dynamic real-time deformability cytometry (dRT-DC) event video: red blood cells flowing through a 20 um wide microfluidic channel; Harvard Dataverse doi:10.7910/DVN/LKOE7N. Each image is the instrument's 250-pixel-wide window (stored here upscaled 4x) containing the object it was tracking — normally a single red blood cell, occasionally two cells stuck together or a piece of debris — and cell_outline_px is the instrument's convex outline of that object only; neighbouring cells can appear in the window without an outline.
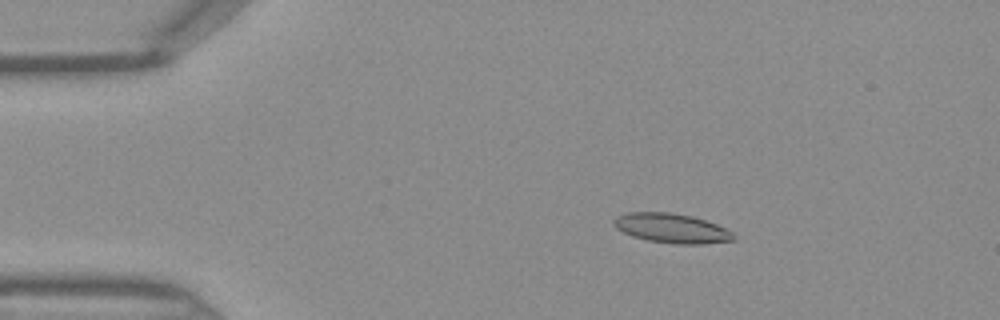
{"species": "Egyptian fruit bat (a non-hibernating species)", "species_latin": "Rousettus aegyptiacus", "temperature_condition": "warm", "stored_images_in_passage": 46, "camera_frame_rate_fps": 3000, "um_per_image_px": 0.085, "frame": {"image": 1, "passage_image": 8, "time_ms": 2.333, "image_size_px": [1000, 320], "cell_outline_px": [[736, 240], [704, 244], [676, 244], [648, 240], [632, 236], [616, 228], [612, 224], [612, 220], [616, 216], [628, 212], [672, 212], [692, 216], [716, 224], [732, 232], [736, 236]], "centroid_in_image_um": [57.08, 19.4], "position_along_channel_um": 27.9, "area_um2": 20.69}}
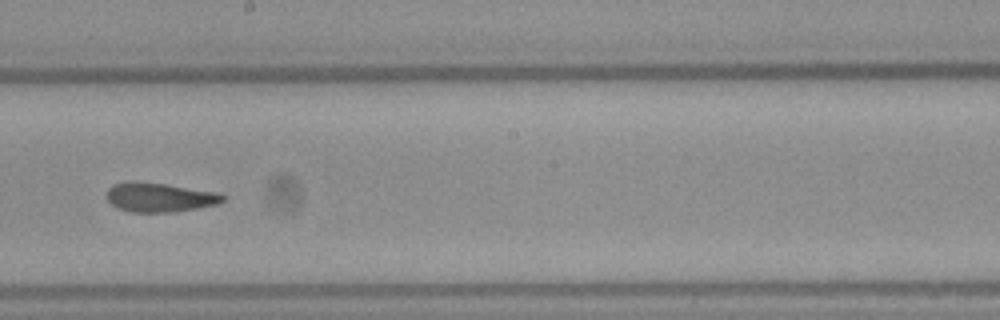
{"frame": {"image": 2, "passage_image": 26, "time_ms": 8.333, "image_size_px": [1000, 320], "cell_outline_px": [[224, 200], [216, 204], [196, 208], [172, 212], [128, 212], [112, 204], [108, 200], [108, 188], [112, 184], [128, 180], [132, 180], [164, 184], [216, 192], [224, 196]], "centroid_in_image_um": [13.51, 16.76], "position_along_channel_um": 234.7, "area_um2": 19.59}}
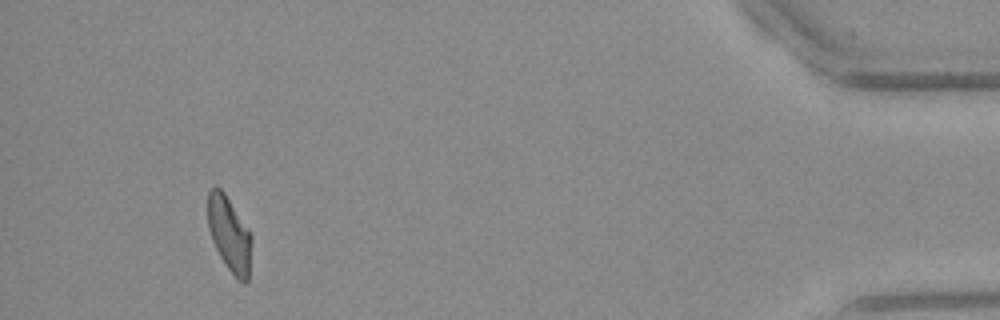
{"frame": {"image": 3, "passage_image": 43, "time_ms": 14.0, "image_size_px": [1000, 320], "cell_outline_px": [[252, 240], [248, 280], [244, 284], [236, 280], [220, 256], [212, 240], [208, 228], [208, 192], [216, 184], [224, 192], [252, 236]], "centroid_in_image_um": [19.49, 19.93], "position_along_channel_um": 415.7, "area_um2": 19.02}}